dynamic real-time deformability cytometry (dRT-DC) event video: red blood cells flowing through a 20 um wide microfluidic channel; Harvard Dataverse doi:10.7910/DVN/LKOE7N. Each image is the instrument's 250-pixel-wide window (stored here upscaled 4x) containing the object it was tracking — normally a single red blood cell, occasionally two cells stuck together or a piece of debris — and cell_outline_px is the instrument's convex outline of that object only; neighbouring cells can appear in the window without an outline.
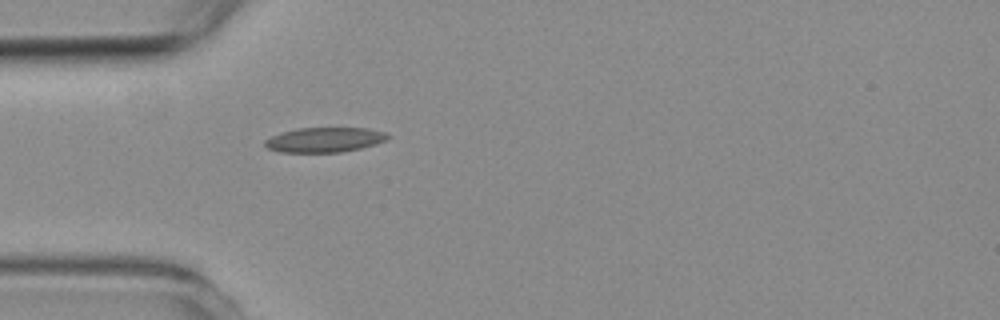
{"species": "common noctule bat (a hibernating species)", "species_latin": "Nyctalus noctula", "temperature_condition": "room temperature", "stored_images_in_passage": 1, "camera_frame_rate_fps": 3000, "um_per_image_px": 0.085, "animal": {"sex": "female", "body_mass_g": 19.3, "forearm_length_mm": 54.1}, "frame": {"image": 1, "passage_image": 1, "time_ms": 0.0, "image_size_px": [1000, 320], "cell_outline_px": [[392, 136], [388, 140], [376, 144], [360, 148], [340, 152], [280, 152], [268, 148], [264, 144], [264, 140], [280, 132], [296, 128], [368, 128], [384, 132]], "centroid_in_image_um": [27.61, 11.87], "position_along_channel_um": 57.4, "area_um2": 17.86}}